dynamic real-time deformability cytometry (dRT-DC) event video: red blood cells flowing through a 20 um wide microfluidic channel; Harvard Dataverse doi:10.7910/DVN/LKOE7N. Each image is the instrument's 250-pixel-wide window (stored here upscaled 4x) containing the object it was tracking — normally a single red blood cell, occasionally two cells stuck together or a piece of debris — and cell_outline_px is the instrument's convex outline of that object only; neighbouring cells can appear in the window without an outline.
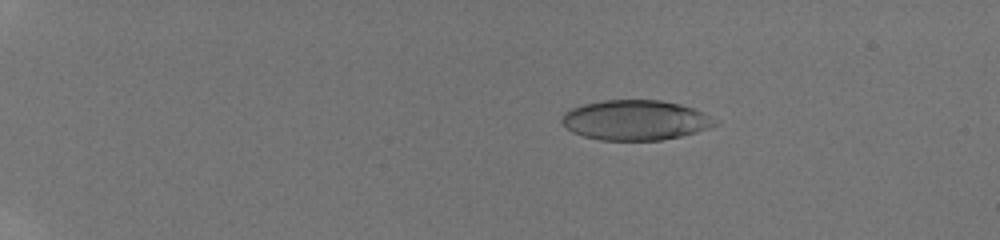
{"species": "human", "species_latin": "Homo sapiens", "temperature_condition": "room temperature", "stored_images_in_passage": 52, "camera_frame_rate_fps": 3000, "um_per_image_px": 0.085, "donor": {"sex": "male"}, "frame": {"image": 1, "passage_image": 6, "time_ms": 2.333, "image_size_px": [1000, 240], "cell_outline_px": [[720, 124], [712, 128], [680, 136], [660, 140], [600, 140], [584, 136], [572, 132], [560, 120], [564, 112], [572, 108], [584, 104], [604, 100], [660, 100], [680, 104], [692, 108], [716, 120]], "centroid_in_image_um": [54.01, 10.21], "position_along_channel_um": 31.0, "area_um2": 35.6}}
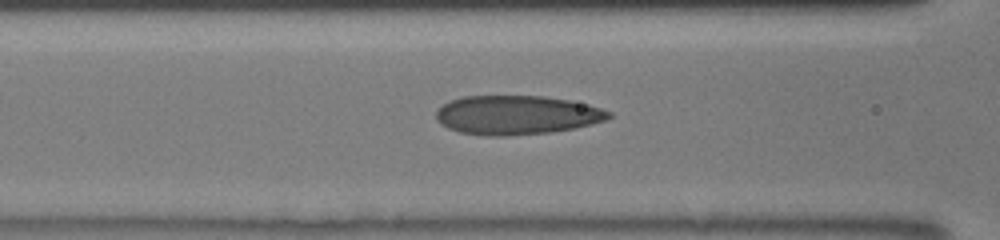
{"frame": {"image": 2, "passage_image": 21, "time_ms": 7.333, "image_size_px": [1000, 240], "cell_outline_px": [[612, 116], [608, 120], [576, 128], [548, 132], [504, 136], [484, 136], [460, 132], [448, 128], [440, 124], [436, 120], [436, 112], [448, 100], [464, 96], [544, 96], [568, 100], [588, 104], [612, 112]], "centroid_in_image_um": [43.92, 9.78], "position_along_channel_um": 122.7, "area_um2": 39.48}}
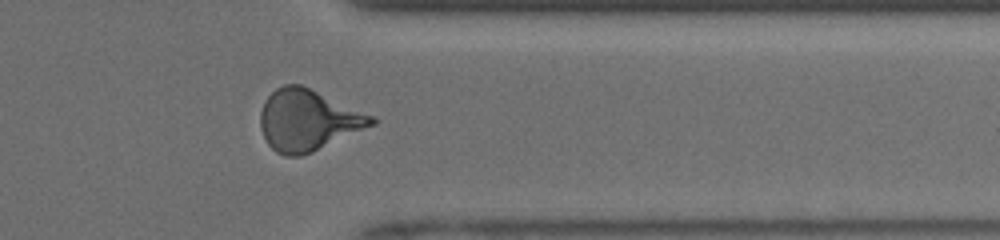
{"frame": {"image": 3, "passage_image": 44, "time_ms": 13.667, "image_size_px": [1000, 240], "cell_outline_px": [[380, 120], [376, 124], [312, 152], [300, 156], [284, 156], [276, 152], [268, 144], [260, 128], [260, 112], [264, 100], [276, 88], [284, 84], [300, 84], [376, 116]], "centroid_in_image_um": [26.19, 10.21], "position_along_channel_um": 385.2, "area_um2": 39.82}, "authors_computed_cell_mechanics": {"area_um2": 37.4544, "velocity_mm_per_s": 4.1676, "shape_relaxation_time_tau1_ms": 4.9389, "shape_relaxation_time_tau2_ms": 0.7831, "deformation_change_tau1": 0.1982, "deformation_change_tau2": 0.0876}}